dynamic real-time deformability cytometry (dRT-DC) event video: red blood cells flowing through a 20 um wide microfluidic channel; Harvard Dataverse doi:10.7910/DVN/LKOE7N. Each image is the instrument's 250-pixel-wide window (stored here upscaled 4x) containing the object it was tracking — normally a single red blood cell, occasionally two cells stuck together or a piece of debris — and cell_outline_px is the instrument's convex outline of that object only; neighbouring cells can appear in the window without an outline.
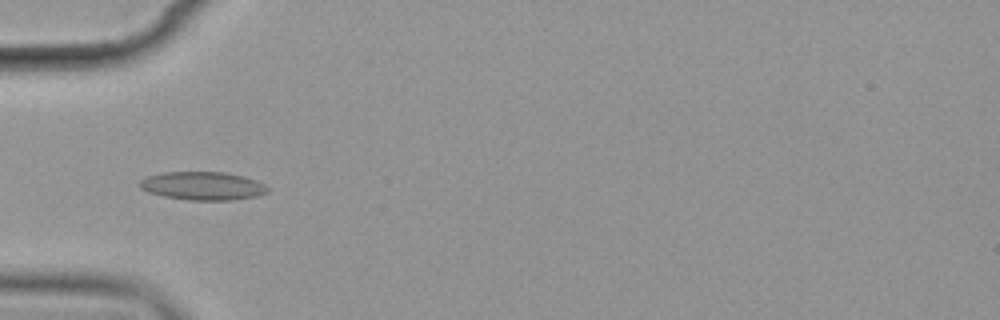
{"species": "common noctule bat (a hibernating species)", "species_latin": "Nyctalus noctula", "temperature_condition": "cold", "stored_images_in_passage": 7, "camera_frame_rate_fps": 3000, "um_per_image_px": 0.085, "animal": {"sex": "female", "body_mass_g": 19.9}, "frame": {"image": 1, "passage_image": 5, "time_ms": 4.667, "image_size_px": [1000, 320], "cell_outline_px": [[268, 192], [256, 196], [232, 200], [188, 200], [164, 196], [148, 192], [140, 188], [136, 184], [140, 180], [148, 176], [164, 172], [224, 172], [244, 176], [256, 180], [264, 184], [268, 188]], "centroid_in_image_um": [17.21, 15.8], "position_along_channel_um": 67.8, "area_um2": 21.15}}
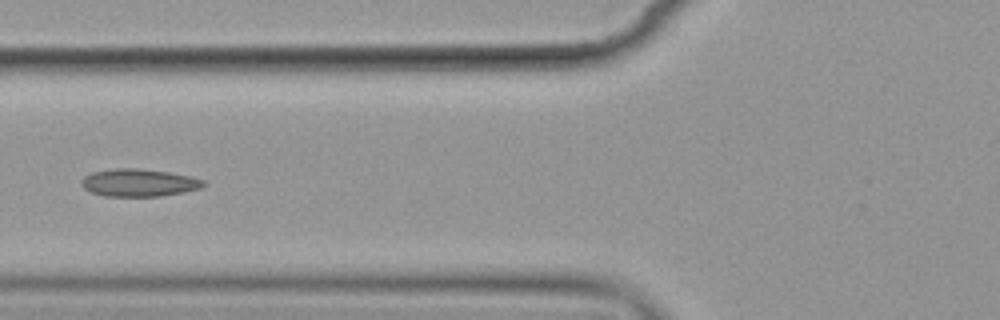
{"frame": {"image": 2, "passage_image": 6, "time_ms": 6.0, "image_size_px": [1000, 320], "cell_outline_px": [[208, 184], [200, 188], [184, 192], [160, 196], [104, 196], [92, 192], [84, 188], [80, 184], [80, 180], [84, 176], [92, 172], [116, 168], [136, 168], [168, 172], [192, 176], [204, 180]], "centroid_in_image_um": [11.82, 15.53], "position_along_channel_um": 114.0, "area_um2": 19.71}}
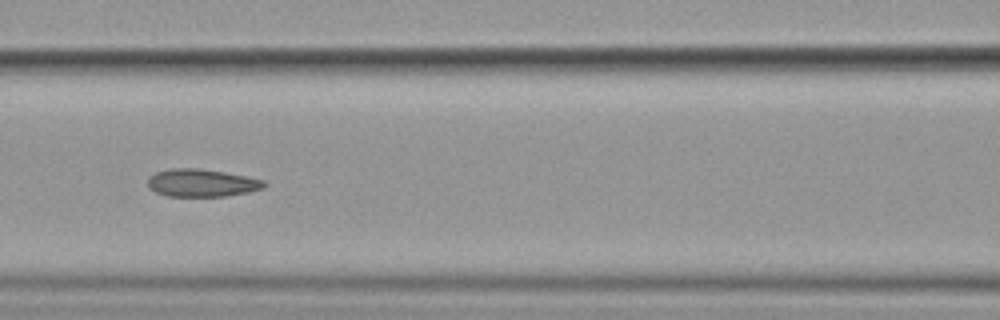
{"frame": {"image": 3, "passage_image": 7, "time_ms": 7.0, "image_size_px": [1000, 320], "cell_outline_px": [[268, 184], [264, 188], [248, 192], [224, 196], [168, 196], [156, 192], [148, 188], [148, 176], [156, 172], [172, 168], [196, 168], [224, 172], [264, 180]], "centroid_in_image_um": [17.13, 15.54], "position_along_channel_um": 149.5, "area_um2": 18.73}}